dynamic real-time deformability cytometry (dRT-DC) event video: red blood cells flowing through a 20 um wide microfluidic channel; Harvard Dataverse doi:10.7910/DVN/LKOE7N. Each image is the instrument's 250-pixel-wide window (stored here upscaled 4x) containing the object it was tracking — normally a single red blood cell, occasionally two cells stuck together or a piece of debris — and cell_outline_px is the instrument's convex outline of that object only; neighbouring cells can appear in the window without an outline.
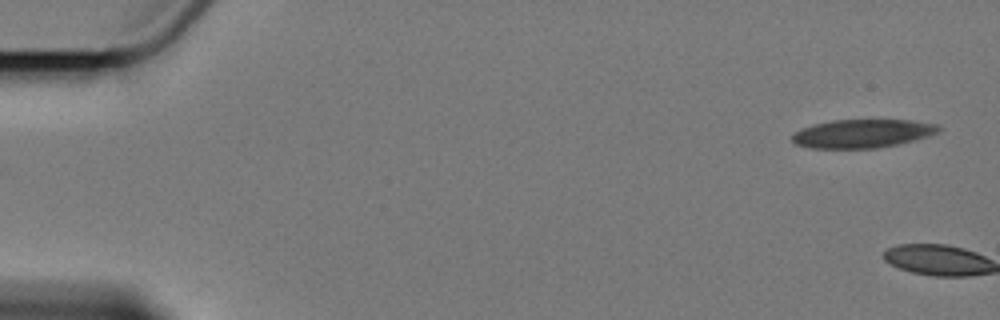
{"species": "Egyptian fruit bat (a non-hibernating species)", "species_latin": "Rousettus aegyptiacus", "temperature_condition": "cold", "stored_images_in_passage": 4, "camera_frame_rate_fps": 3000, "um_per_image_px": 0.085, "animal": {"sex": "female"}, "frame": {"image": 1, "passage_image": 1, "time_ms": 0.0, "image_size_px": [1000, 320], "cell_outline_px": [[940, 132], [928, 136], [896, 144], [876, 148], [812, 148], [796, 144], [792, 140], [792, 136], [796, 132], [804, 128], [816, 124], [832, 120], [912, 120], [940, 124]], "centroid_in_image_um": [73.36, 11.34], "position_along_channel_um": 11.6, "area_um2": 24.04}}